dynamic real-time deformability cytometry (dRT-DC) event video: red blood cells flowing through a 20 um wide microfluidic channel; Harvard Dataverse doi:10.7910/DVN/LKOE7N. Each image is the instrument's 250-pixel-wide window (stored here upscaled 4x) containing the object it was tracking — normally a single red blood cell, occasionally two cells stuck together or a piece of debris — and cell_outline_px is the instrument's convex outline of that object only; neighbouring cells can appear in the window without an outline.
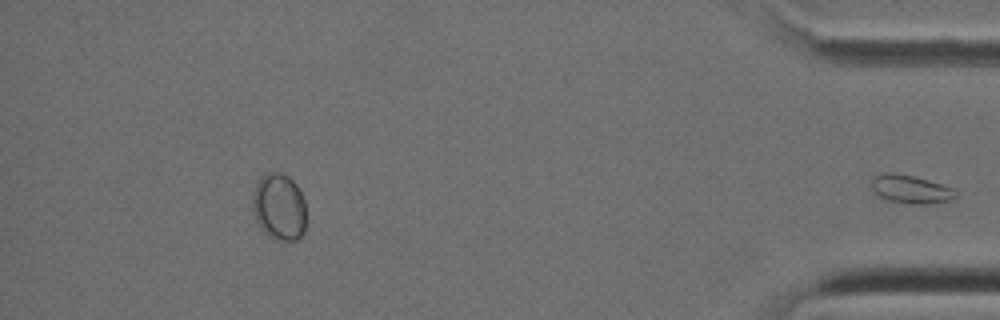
{"species": "Egyptian fruit bat (a non-hibernating species)", "species_latin": "Rousettus aegyptiacus", "temperature_condition": "cold", "stored_images_in_passage": 30, "segment_of_instrument_passage": [2, 2], "camera_frame_rate_fps": 3000, "um_per_image_px": 0.085, "animal": {"sex": "female"}, "frame": {"image": 1, "passage_image": 30, "time_ms": 9.667, "image_size_px": [1000, 320], "cell_outline_px": [[960, 196], [952, 200], [932, 204], [916, 204], [888, 200], [880, 196], [872, 188], [872, 180], [876, 176], [912, 176], [928, 180], [952, 188], [960, 192]], "centroid_in_image_um": [77.58, 16.16], "position_along_channel_um": 357.6, "area_um2": 13.24}}